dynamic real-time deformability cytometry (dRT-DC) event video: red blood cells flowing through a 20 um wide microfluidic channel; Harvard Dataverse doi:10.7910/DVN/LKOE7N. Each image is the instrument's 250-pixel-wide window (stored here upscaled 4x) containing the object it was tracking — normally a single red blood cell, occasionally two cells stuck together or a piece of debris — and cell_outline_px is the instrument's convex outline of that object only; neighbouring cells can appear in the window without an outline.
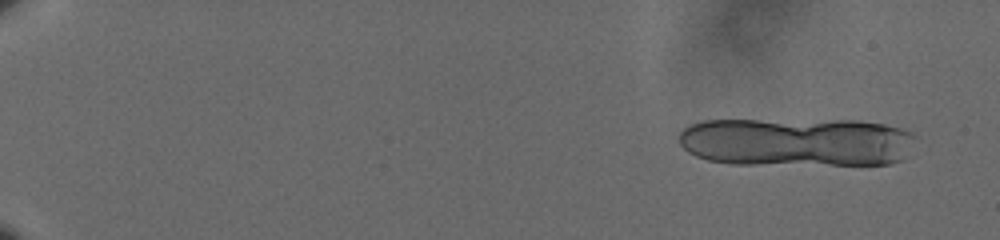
{"species": "human", "species_latin": "Homo sapiens", "temperature_condition": "cold", "stored_images_in_passage": 16, "camera_frame_rate_fps": 3000, "um_per_image_px": 0.085, "donor": {"sex": "male"}, "frame": {"image": 1, "passage_image": 4, "time_ms": 1.0, "image_size_px": [1000, 240], "cell_outline_px": [[916, 136], [904, 160], [888, 164], [732, 164], [708, 160], [696, 156], [688, 152], [680, 144], [680, 132], [684, 128], [700, 120], [860, 120], [884, 124], [900, 128], [912, 132]], "centroid_in_image_um": [67.72, 12.06], "position_along_channel_um": 17.3, "area_um2": 67.97}}